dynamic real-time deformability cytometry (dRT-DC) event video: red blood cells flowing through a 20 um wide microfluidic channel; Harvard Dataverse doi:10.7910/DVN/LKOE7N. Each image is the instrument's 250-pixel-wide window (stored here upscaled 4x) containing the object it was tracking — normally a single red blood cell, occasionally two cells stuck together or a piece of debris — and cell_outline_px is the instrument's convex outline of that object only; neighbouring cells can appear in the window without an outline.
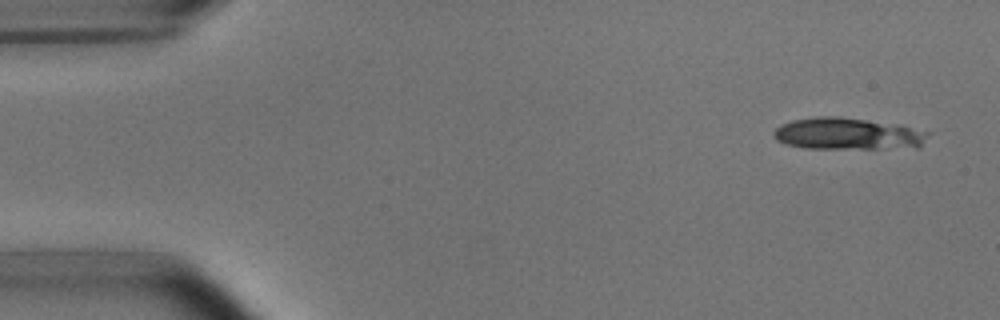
{"species": "common noctule bat (a hibernating species)", "species_latin": "Nyctalus noctula", "temperature_condition": "room temperature", "stored_images_in_passage": 6, "camera_frame_rate_fps": 3000, "um_per_image_px": 0.085, "animal": {"sex": "male", "body_mass_g": 15.6}, "frame": {"image": 1, "passage_image": 1, "time_ms": 0.0, "image_size_px": [1000, 320], "cell_outline_px": [[928, 132], [920, 148], [804, 148], [788, 144], [776, 140], [772, 136], [772, 132], [780, 124], [792, 120], [816, 116], [840, 116], [864, 120], [908, 128]], "centroid_in_image_um": [71.94, 11.38], "position_along_channel_um": 13.1, "area_um2": 28.09}}